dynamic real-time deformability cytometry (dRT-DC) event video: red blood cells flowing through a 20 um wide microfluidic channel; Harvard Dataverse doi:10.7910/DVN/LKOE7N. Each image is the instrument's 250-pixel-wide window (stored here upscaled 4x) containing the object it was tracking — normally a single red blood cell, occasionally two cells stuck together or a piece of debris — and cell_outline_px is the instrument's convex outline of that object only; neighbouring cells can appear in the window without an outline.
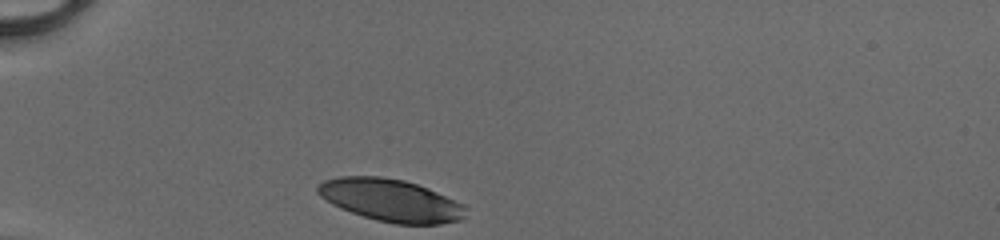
{"species": "human", "species_latin": "Homo sapiens", "temperature_condition": "cold", "stored_images_in_passage": 28, "camera_frame_rate_fps": 3000, "um_per_image_px": 0.085, "donor": {"sex": "male"}, "frame": {"image": 1, "passage_image": 1, "time_ms": 0.0, "image_size_px": [1000, 240], "cell_outline_px": [[464, 216], [460, 220], [440, 224], [396, 224], [376, 220], [340, 208], [332, 204], [320, 196], [316, 192], [316, 188], [324, 180], [340, 176], [380, 176], [404, 180], [428, 188], [464, 204]], "centroid_in_image_um": [33.19, 17.02], "position_along_channel_um": 51.8, "area_um2": 36.36}}
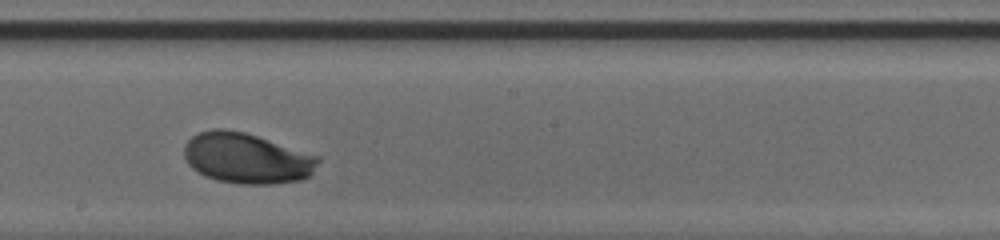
{"frame": {"image": 2, "passage_image": 16, "time_ms": 5.0, "image_size_px": [1000, 240], "cell_outline_px": [[320, 160], [312, 172], [308, 176], [300, 180], [276, 184], [240, 184], [216, 180], [204, 176], [192, 168], [188, 164], [184, 156], [184, 144], [192, 136], [200, 132], [212, 128], [224, 128], [244, 132], [320, 156]], "centroid_in_image_um": [20.95, 13.45], "position_along_channel_um": 227.3, "area_um2": 39.59}}
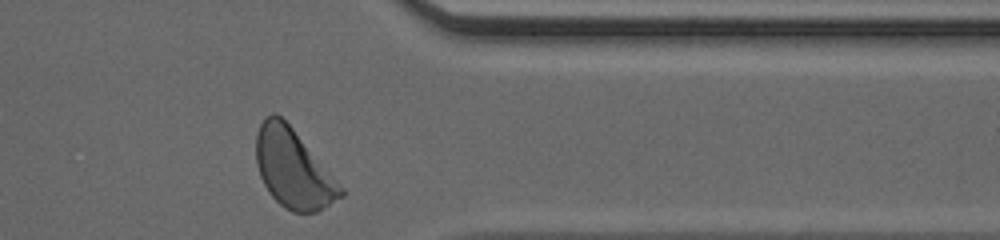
{"frame": {"image": 3, "passage_image": 28, "time_ms": 9.0, "image_size_px": [1000, 240], "cell_outline_px": [[344, 196], [316, 212], [292, 212], [284, 208], [268, 192], [260, 176], [256, 164], [256, 132], [264, 116], [272, 112], [280, 116], [292, 128], [344, 188]], "centroid_in_image_um": [24.9, 14.34], "position_along_channel_um": 386.5, "area_um2": 38.55}, "authors_computed_cell_mechanics": {"area_um2": 38.1769, "velocity_mm_per_s": 4.0874, "shape_relaxation_time_tau1_ms": 1.5435, "shape_relaxation_time_tau2_ms": null, "deformation_change_tau1": 0.1043, "deformation_change_tau2": null}}